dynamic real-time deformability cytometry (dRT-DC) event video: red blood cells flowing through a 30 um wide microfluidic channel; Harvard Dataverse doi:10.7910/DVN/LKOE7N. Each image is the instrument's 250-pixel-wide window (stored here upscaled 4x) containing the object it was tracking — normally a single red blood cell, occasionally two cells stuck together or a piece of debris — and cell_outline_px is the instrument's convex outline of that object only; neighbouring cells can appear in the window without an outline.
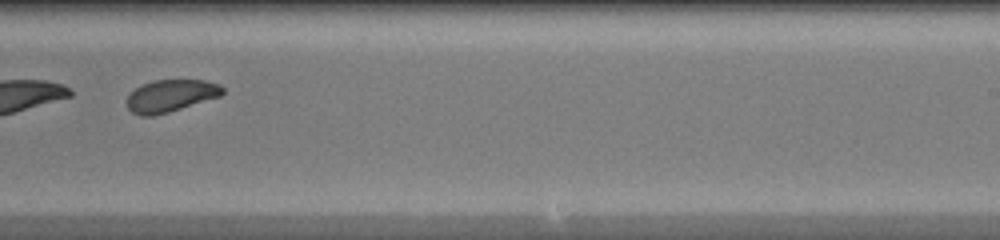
{"species": "common noctule bat (a hibernating species)", "species_latin": "Nyctalus noctula", "temperature_condition": "warm", "stored_images_in_passage": 40, "camera_frame_rate_fps": 3000, "um_per_image_px": 0.085, "animal": {"sex": "female", "body_mass_g": 20.0, "forearm_length_mm": 54.0}, "frame": {"image": 1, "passage_image": 23, "time_ms": 7.333, "image_size_px": [1000, 240], "cell_outline_px": [[224, 92], [220, 96], [168, 112], [152, 116], [140, 116], [132, 112], [128, 108], [128, 96], [136, 88], [144, 84], [156, 80], [204, 80], [220, 84], [224, 88]], "centroid_in_image_um": [14.53, 8.14], "position_along_channel_um": 274.5, "area_um2": 17.69}}
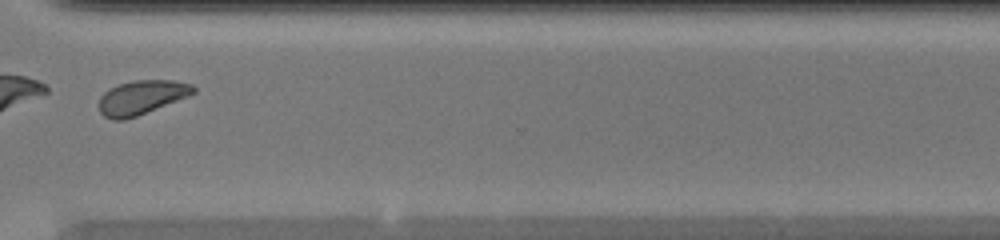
{"frame": {"image": 2, "passage_image": 29, "time_ms": 9.333, "image_size_px": [1000, 240], "cell_outline_px": [[196, 92], [188, 96], [136, 116], [124, 120], [112, 120], [104, 116], [100, 112], [100, 96], [104, 92], [120, 84], [132, 80], [172, 80], [192, 84], [196, 88]], "centroid_in_image_um": [12.04, 8.27], "position_along_channel_um": 358.6, "area_um2": 18.55}, "authors_computed_cell_mechanics": {"area_um2": 19.4208, "velocity_mm_per_s": 4.1894, "shape_relaxation_time_tau1_ms": 5.0008, "shape_relaxation_time_tau2_ms": 2.2354, "deformation_change_tau1": 0.1387, "deformation_change_tau2": 0.0564}}